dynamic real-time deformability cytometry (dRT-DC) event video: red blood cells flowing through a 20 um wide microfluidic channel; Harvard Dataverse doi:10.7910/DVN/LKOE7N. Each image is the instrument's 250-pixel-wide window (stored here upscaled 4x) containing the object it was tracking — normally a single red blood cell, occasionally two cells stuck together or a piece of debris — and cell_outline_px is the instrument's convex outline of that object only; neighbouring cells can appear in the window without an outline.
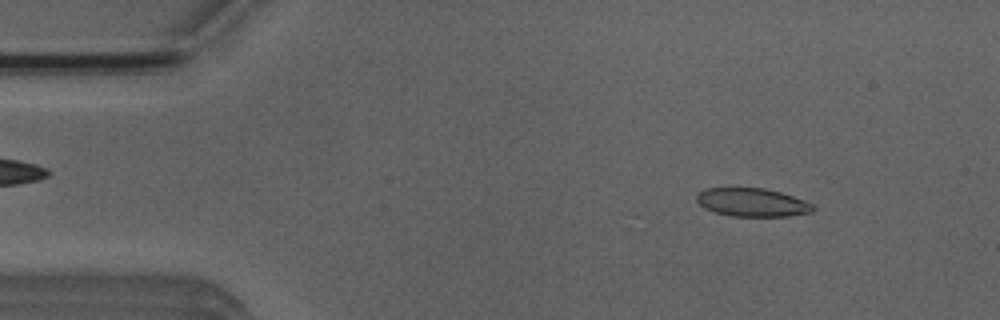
{"species": "Egyptian fruit bat (a non-hibernating species)", "species_latin": "Rousettus aegyptiacus", "temperature_condition": "room temperature", "stored_images_in_passage": 4, "camera_frame_rate_fps": 3000, "um_per_image_px": 0.085, "animal": {"sex": "male"}, "frame": {"image": 1, "passage_image": 1, "time_ms": 0.0, "image_size_px": [1000, 320], "cell_outline_px": [[816, 208], [812, 212], [788, 216], [732, 216], [716, 212], [704, 208], [696, 200], [696, 196], [704, 188], [764, 188], [780, 192], [804, 200], [812, 204]], "centroid_in_image_um": [63.94, 17.2], "position_along_channel_um": 21.1, "area_um2": 19.13}}
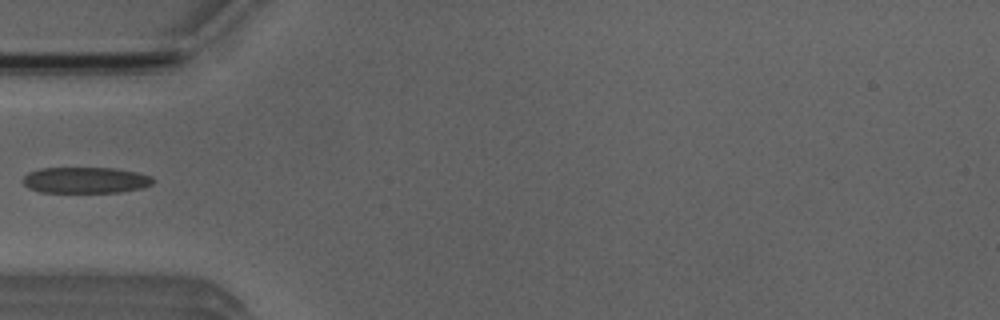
{"frame": {"image": 2, "passage_image": 4, "time_ms": 3.333, "image_size_px": [1000, 320], "cell_outline_px": [[156, 180], [152, 184], [144, 188], [120, 192], [40, 192], [28, 188], [24, 184], [24, 176], [28, 172], [40, 168], [116, 168], [136, 172], [152, 176]], "centroid_in_image_um": [7.31, 15.31], "position_along_channel_um": 77.7, "area_um2": 19.94}}